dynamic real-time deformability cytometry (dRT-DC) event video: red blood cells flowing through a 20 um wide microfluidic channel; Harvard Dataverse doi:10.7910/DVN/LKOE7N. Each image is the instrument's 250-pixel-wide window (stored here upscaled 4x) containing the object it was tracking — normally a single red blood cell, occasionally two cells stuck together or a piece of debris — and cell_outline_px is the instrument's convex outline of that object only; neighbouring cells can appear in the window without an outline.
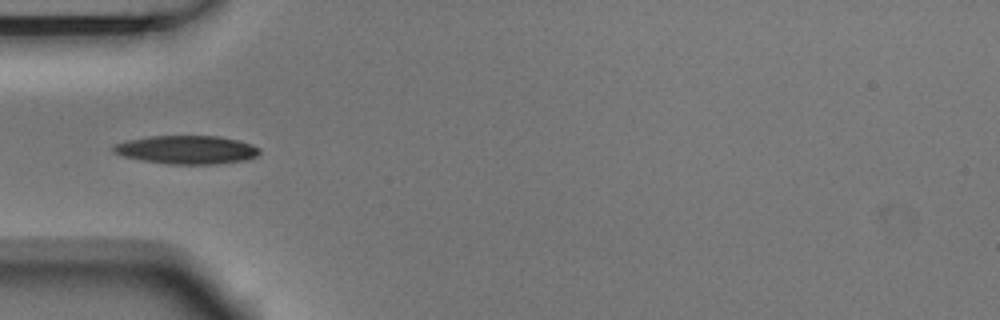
{"species": "Egyptian fruit bat (a non-hibernating species)", "species_latin": "Rousettus aegyptiacus", "temperature_condition": "room temperature", "stored_images_in_passage": 5, "camera_frame_rate_fps": 3000, "um_per_image_px": 0.085, "animal": {"sex": "male"}, "frame": {"image": 1, "passage_image": 5, "time_ms": 1.333, "image_size_px": [1000, 320], "cell_outline_px": [[260, 152], [256, 156], [244, 160], [212, 164], [172, 164], [140, 160], [124, 156], [112, 152], [112, 144], [124, 140], [148, 136], [220, 136], [252, 144], [260, 148]], "centroid_in_image_um": [15.81, 12.72], "position_along_channel_um": 69.2, "area_um2": 24.28}}